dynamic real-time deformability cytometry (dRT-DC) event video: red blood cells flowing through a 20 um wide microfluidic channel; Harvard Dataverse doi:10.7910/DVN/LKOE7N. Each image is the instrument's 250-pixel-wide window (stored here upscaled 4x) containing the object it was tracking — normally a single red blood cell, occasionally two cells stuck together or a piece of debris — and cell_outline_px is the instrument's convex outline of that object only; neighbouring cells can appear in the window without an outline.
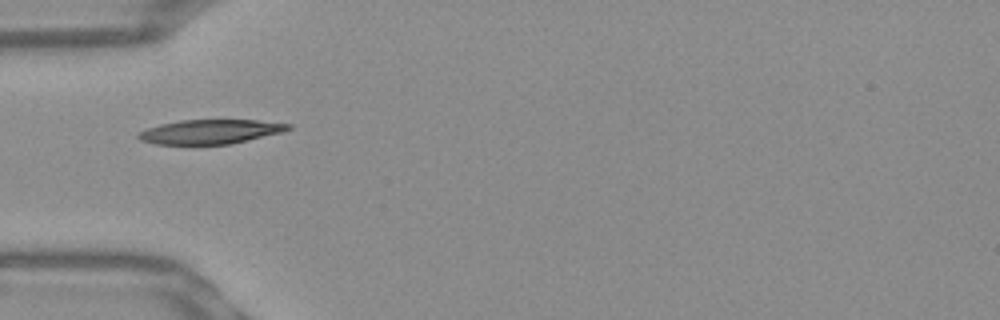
{"species": "Egyptian fruit bat (a non-hibernating species)", "species_latin": "Rousettus aegyptiacus", "temperature_condition": "warm", "stored_images_in_passage": 9, "camera_frame_rate_fps": 3000, "um_per_image_px": 0.085, "frame": {"image": 1, "passage_image": 1, "time_ms": 0.0, "image_size_px": [1000, 320], "cell_outline_px": [[292, 128], [280, 132], [228, 144], [156, 144], [140, 140], [136, 136], [140, 132], [148, 128], [160, 124], [180, 120], [256, 120], [292, 124]], "centroid_in_image_um": [17.84, 11.18], "position_along_channel_um": 67.2, "area_um2": 20.87}}
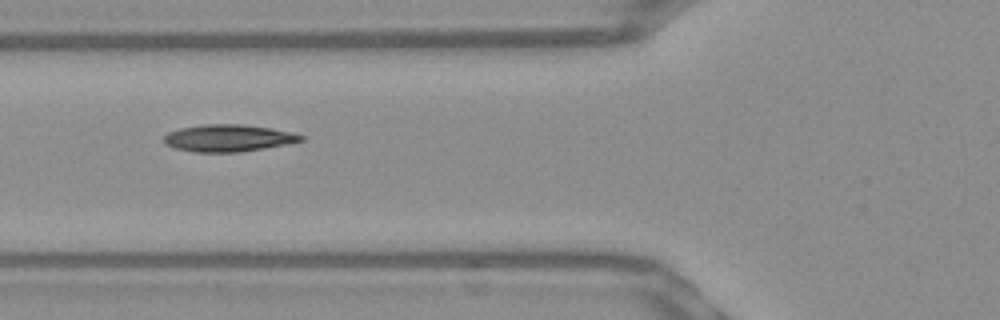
{"frame": {"image": 2, "passage_image": 4, "time_ms": 1.0, "image_size_px": [1000, 320], "cell_outline_px": [[304, 140], [284, 144], [236, 152], [196, 152], [176, 148], [168, 144], [164, 140], [164, 136], [168, 132], [180, 128], [204, 124], [240, 124], [268, 128], [288, 132], [304, 136]], "centroid_in_image_um": [19.35, 11.73], "position_along_channel_um": 106.4, "area_um2": 20.98}}
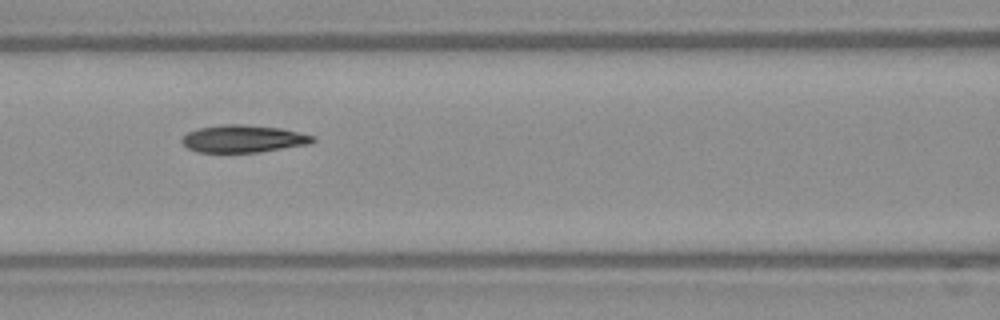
{"frame": {"image": 3, "passage_image": 7, "time_ms": 2.0, "image_size_px": [1000, 320], "cell_outline_px": [[316, 140], [308, 144], [256, 152], [200, 152], [188, 148], [180, 140], [188, 132], [200, 128], [228, 124], [244, 124], [280, 128], [316, 136]], "centroid_in_image_um": [20.69, 11.79], "position_along_channel_um": 145.9, "area_um2": 20.58}}